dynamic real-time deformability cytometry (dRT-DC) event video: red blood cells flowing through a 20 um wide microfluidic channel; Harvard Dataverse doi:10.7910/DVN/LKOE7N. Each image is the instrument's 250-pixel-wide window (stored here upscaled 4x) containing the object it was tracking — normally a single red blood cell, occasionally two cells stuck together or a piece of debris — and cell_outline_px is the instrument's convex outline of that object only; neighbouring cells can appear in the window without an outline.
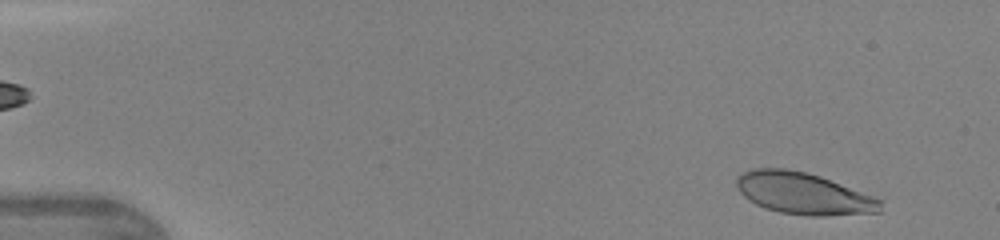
{"species": "human", "species_latin": "Homo sapiens", "temperature_condition": "warm", "stored_images_in_passage": 17, "camera_frame_rate_fps": 3000, "um_per_image_px": 0.085, "donor": {"sex": "female"}, "frame": {"image": 1, "passage_image": 2, "time_ms": 0.333, "image_size_px": [1000, 240], "cell_outline_px": [[880, 212], [824, 216], [808, 216], [780, 212], [764, 208], [748, 200], [740, 192], [736, 184], [736, 176], [740, 172], [752, 168], [784, 168], [808, 172], [820, 176], [872, 196], [880, 200]], "centroid_in_image_um": [68.22, 16.43], "position_along_channel_um": 16.8, "area_um2": 34.97}}
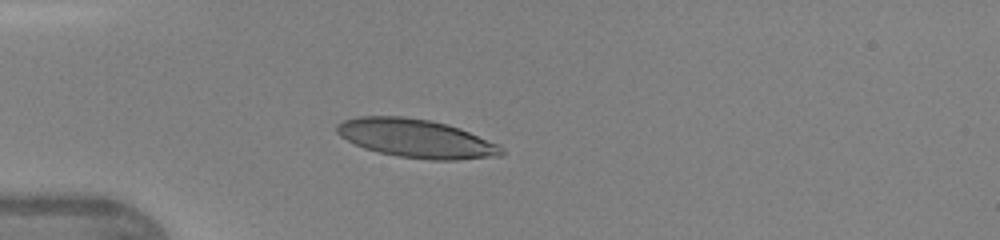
{"frame": {"image": 2, "passage_image": 11, "time_ms": 3.333, "image_size_px": [1000, 240], "cell_outline_px": [[504, 152], [500, 156], [456, 160], [432, 160], [400, 156], [380, 152], [364, 148], [340, 136], [336, 132], [336, 124], [344, 120], [360, 116], [404, 116], [432, 120], [448, 124], [460, 128], [500, 144], [504, 148]], "centroid_in_image_um": [35.41, 11.76], "position_along_channel_um": 49.6, "area_um2": 37.05}}